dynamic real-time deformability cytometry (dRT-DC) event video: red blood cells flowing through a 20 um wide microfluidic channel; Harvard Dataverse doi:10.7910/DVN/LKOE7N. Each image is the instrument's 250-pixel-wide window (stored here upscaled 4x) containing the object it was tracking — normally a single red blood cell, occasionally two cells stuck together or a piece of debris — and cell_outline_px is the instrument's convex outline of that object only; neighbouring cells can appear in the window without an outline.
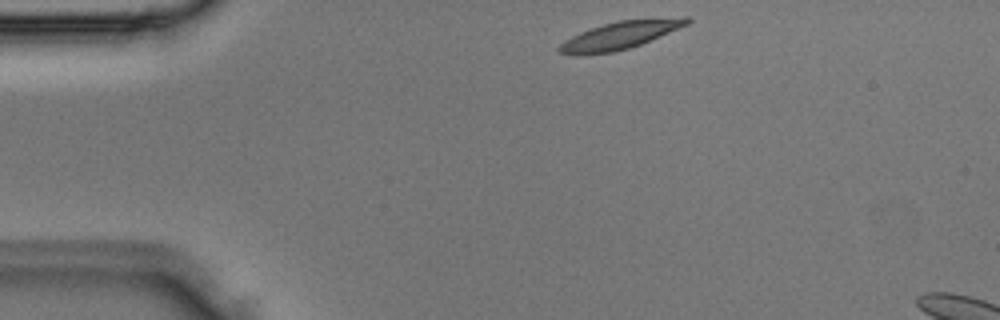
{"species": "Egyptian fruit bat (a non-hibernating species)", "species_latin": "Rousettus aegyptiacus", "temperature_condition": "room temperature", "stored_images_in_passage": 2, "camera_frame_rate_fps": 3000, "um_per_image_px": 0.085, "animal": {"sex": "male"}, "frame": {"image": 1, "passage_image": 1, "time_ms": 0.0, "image_size_px": [1000, 320], "cell_outline_px": [[692, 20], [688, 24], [640, 44], [628, 48], [612, 52], [560, 52], [556, 48], [564, 40], [580, 32], [604, 24], [620, 20], [684, 16], [688, 16]], "centroid_in_image_um": [52.81, 2.93], "position_along_channel_um": 32.2, "area_um2": 19.77}}